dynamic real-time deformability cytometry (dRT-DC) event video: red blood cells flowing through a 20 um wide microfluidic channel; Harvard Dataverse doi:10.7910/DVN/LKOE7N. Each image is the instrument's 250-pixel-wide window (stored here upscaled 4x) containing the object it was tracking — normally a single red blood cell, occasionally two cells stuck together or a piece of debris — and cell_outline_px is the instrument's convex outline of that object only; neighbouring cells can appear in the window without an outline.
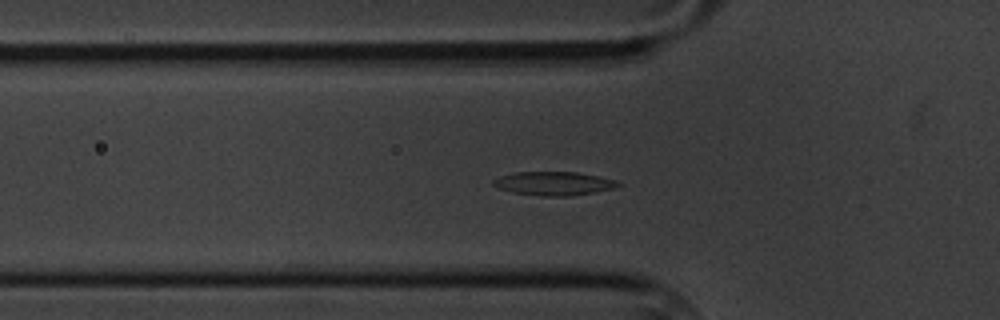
{"species": "common noctule bat (a hibernating species)", "species_latin": "Nyctalus noctula", "temperature_condition": "cold", "stored_images_in_passage": 50, "camera_frame_rate_fps": 3000, "um_per_image_px": 0.085, "animal": {"sex": "male", "body_mass_g": 20.1, "forearm_length_mm": 53.5}, "frame": {"image": 1, "passage_image": 9, "time_ms": 2.667, "image_size_px": [1000, 320], "cell_outline_px": [[624, 184], [616, 188], [568, 196], [544, 196], [512, 192], [500, 188], [492, 184], [492, 180], [500, 176], [516, 172], [576, 172], [616, 180]], "centroid_in_image_um": [47.09, 15.59], "position_along_channel_um": 78.7, "area_um2": 17.05}}
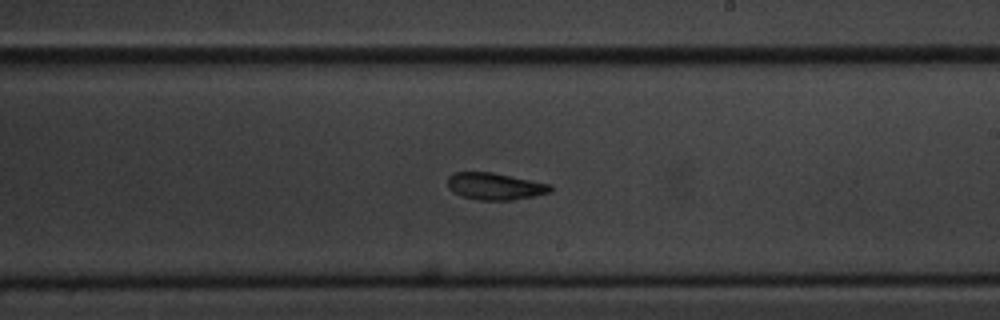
{"frame": {"image": 2, "passage_image": 24, "time_ms": 7.667, "image_size_px": [1000, 320], "cell_outline_px": [[552, 192], [536, 196], [512, 200], [480, 200], [460, 196], [452, 192], [448, 188], [448, 176], [452, 172], [492, 172], [552, 184]], "centroid_in_image_um": [42.08, 15.83], "position_along_channel_um": 246.9, "area_um2": 16.42}}
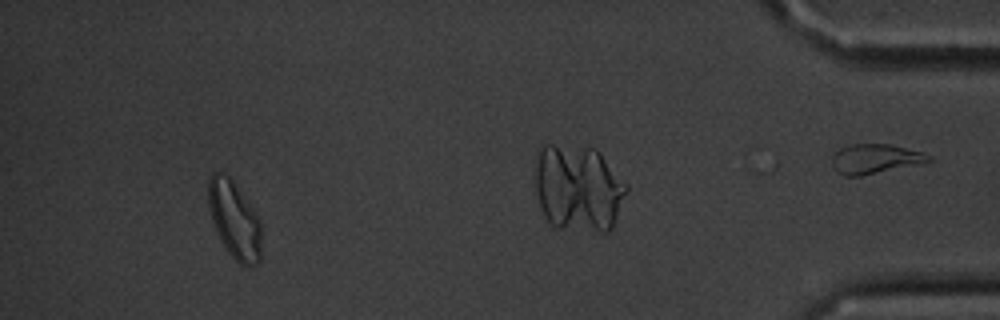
{"frame": {"image": 3, "passage_image": 45, "time_ms": 14.667, "image_size_px": [1000, 320], "cell_outline_px": [[260, 260], [256, 264], [248, 268], [244, 268], [228, 252], [220, 240], [216, 232], [208, 208], [208, 180], [212, 172], [216, 172], [228, 176], [232, 180], [252, 208], [260, 220]], "centroid_in_image_um": [19.9, 18.72], "position_along_channel_um": 415.3, "area_um2": 23.81}, "authors_computed_cell_mechanics": {"area_um2": 16.9354, "velocity_mm_per_s": 3.3547, "shape_relaxation_time_tau1_ms": 3.9451, "shape_relaxation_time_tau2_ms": 6.1035, "deformation_change_tau1": 0.1107, "deformation_change_tau2": 0.1069}}